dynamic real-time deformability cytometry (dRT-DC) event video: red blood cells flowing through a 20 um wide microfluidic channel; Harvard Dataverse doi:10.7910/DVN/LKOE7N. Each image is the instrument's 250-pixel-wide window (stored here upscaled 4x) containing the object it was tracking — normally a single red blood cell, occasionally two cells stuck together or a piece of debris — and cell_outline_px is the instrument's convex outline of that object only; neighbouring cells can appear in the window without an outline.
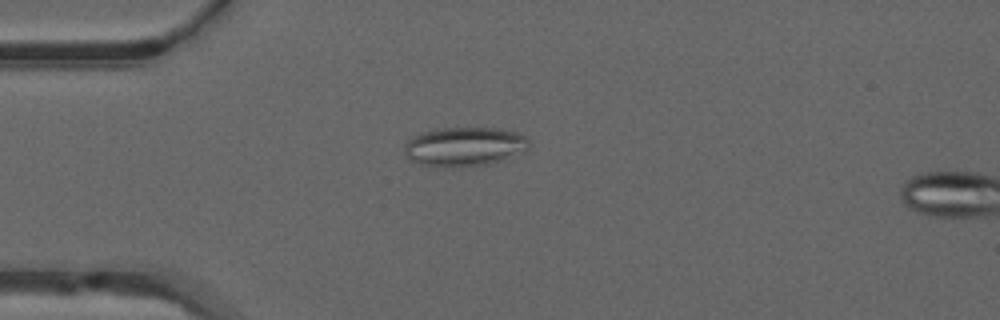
{"species": "common noctule bat (a hibernating species)", "species_latin": "Nyctalus noctula", "temperature_condition": "warm", "stored_images_in_passage": 3, "camera_frame_rate_fps": 3000, "um_per_image_px": 0.085, "animal": {"sex": "male", "forearm_length_mm": 52.5}, "frame": {"image": 1, "passage_image": 1, "time_ms": 0.0, "image_size_px": [1000, 320], "cell_outline_px": [[528, 148], [524, 152], [504, 160], [484, 164], [456, 168], [432, 168], [420, 164], [412, 160], [404, 152], [404, 144], [412, 136], [420, 132], [436, 128], [496, 128], [516, 132], [524, 136], [528, 140]], "centroid_in_image_um": [39.43, 12.48], "position_along_channel_um": 45.6, "area_um2": 28.9}}